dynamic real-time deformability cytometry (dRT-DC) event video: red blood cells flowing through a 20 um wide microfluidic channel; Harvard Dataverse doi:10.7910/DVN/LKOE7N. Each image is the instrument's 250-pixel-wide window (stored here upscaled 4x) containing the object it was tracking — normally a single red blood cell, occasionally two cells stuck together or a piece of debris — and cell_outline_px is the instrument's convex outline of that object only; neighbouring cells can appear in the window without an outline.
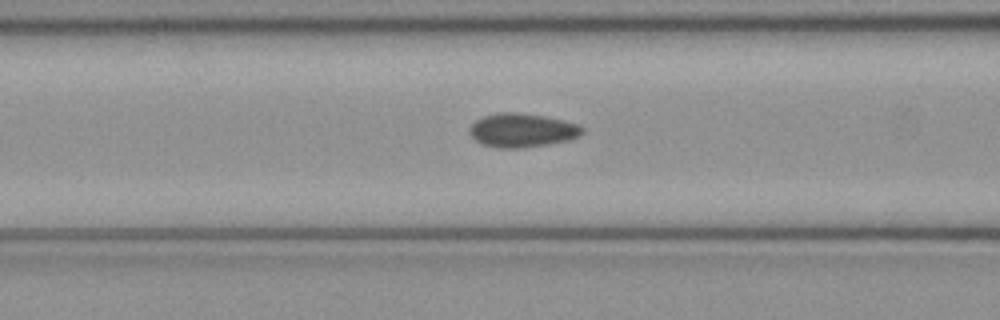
{"species": "common noctule bat (a hibernating species)", "species_latin": "Nyctalus noctula", "temperature_condition": "cold", "stored_images_in_passage": 36, "camera_frame_rate_fps": 3000, "um_per_image_px": 0.085, "animal": {"sex": "female", "body_mass_g": 21.9}, "frame": {"image": 1, "passage_image": 6, "time_ms": 1.667, "image_size_px": [1000, 320], "cell_outline_px": [[584, 132], [580, 136], [568, 140], [548, 144], [520, 148], [496, 148], [480, 144], [468, 132], [468, 128], [476, 120], [484, 116], [496, 112], [516, 112], [544, 116], [580, 124], [584, 128]], "centroid_in_image_um": [44.37, 11.07], "position_along_channel_um": 122.2, "area_um2": 22.43}}
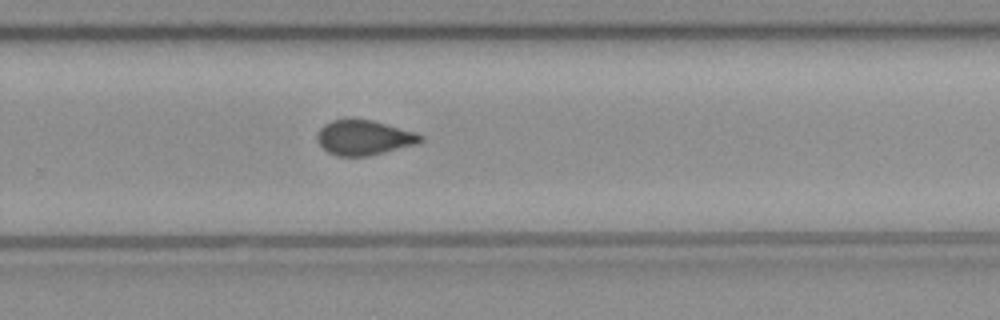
{"frame": {"image": 2, "passage_image": 19, "time_ms": 6.0, "image_size_px": [1000, 320], "cell_outline_px": [[424, 140], [416, 144], [368, 156], [336, 156], [328, 152], [316, 140], [316, 136], [320, 128], [324, 124], [332, 120], [348, 116], [372, 120], [416, 132], [424, 136]], "centroid_in_image_um": [30.91, 11.66], "position_along_channel_um": 298.9, "area_um2": 21.44}}
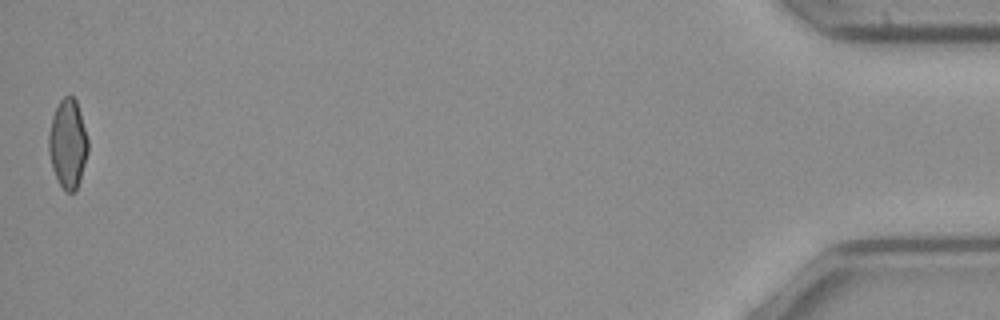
{"frame": {"image": 3, "passage_image": 36, "time_ms": 11.667, "image_size_px": [1000, 320], "cell_outline_px": [[88, 152], [76, 192], [64, 192], [52, 168], [48, 152], [48, 136], [52, 116], [60, 100], [64, 96], [72, 96], [76, 100], [80, 112], [88, 140]], "centroid_in_image_um": [5.76, 12.23], "position_along_channel_um": 429.4, "area_um2": 20.35}, "authors_computed_cell_mechanics": {"area_um2": 21.386, "velocity_mm_per_s": 4.0763, "shape_relaxation_time_tau1_ms": null, "shape_relaxation_time_tau2_ms": 1.9152, "deformation_change_tau1": null, "deformation_change_tau2": 0.0466}}